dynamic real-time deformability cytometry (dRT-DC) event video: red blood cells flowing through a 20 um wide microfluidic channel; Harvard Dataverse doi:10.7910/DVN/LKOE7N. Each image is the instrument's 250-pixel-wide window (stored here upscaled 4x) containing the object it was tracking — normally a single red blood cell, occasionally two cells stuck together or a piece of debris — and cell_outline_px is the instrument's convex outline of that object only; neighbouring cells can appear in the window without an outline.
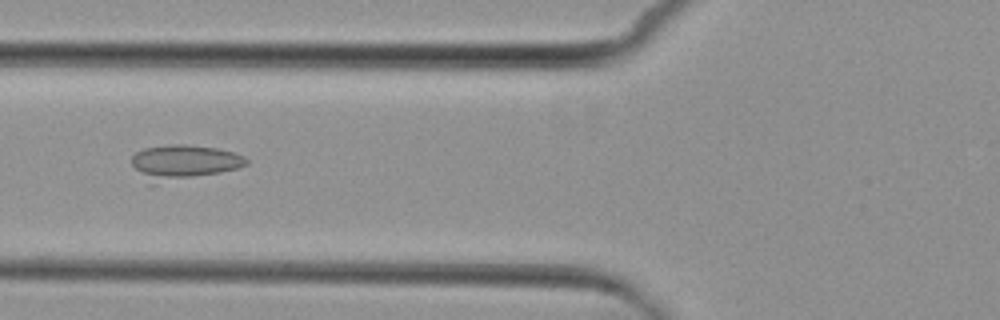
{"species": "common noctule bat (a hibernating species)", "species_latin": "Nyctalus noctula", "temperature_condition": "cold", "stored_images_in_passage": 5, "camera_frame_rate_fps": 3000, "um_per_image_px": 0.085, "animal": {"sex": "female", "body_mass_g": 29.2, "forearm_length_mm": 56.3}, "frame": {"image": 1, "passage_image": 5, "time_ms": 4.667, "image_size_px": [1000, 320], "cell_outline_px": [[248, 164], [236, 168], [220, 172], [152, 184], [148, 184], [132, 164], [132, 156], [136, 152], [144, 148], [172, 144], [184, 144], [216, 148], [236, 152], [244, 156], [248, 160]], "centroid_in_image_um": [15.6, 13.77], "position_along_channel_um": 110.2, "area_um2": 22.89}}